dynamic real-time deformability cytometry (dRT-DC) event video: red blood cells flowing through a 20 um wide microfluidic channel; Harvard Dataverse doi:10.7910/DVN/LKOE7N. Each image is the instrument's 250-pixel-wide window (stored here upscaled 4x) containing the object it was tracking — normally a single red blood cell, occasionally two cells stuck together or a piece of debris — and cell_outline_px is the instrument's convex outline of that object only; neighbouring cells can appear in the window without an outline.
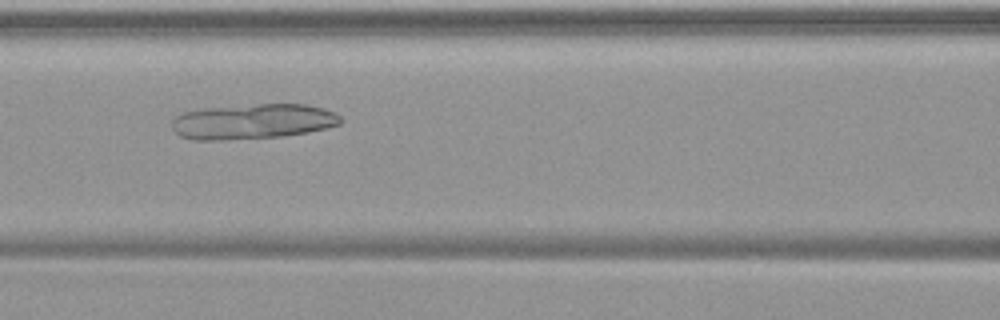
{"species": "common noctule bat (a hibernating species)", "species_latin": "Nyctalus noctula", "temperature_condition": "warm", "stored_images_in_passage": 54, "camera_frame_rate_fps": 3000, "um_per_image_px": 0.085, "animal": {"sex": "female", "body_mass_g": 19.9}, "frame": {"image": 1, "passage_image": 24, "time_ms": 7.667, "image_size_px": [1000, 320], "cell_outline_px": [[340, 124], [328, 128], [308, 132], [284, 136], [228, 140], [192, 140], [180, 136], [172, 128], [172, 120], [176, 116], [184, 112], [204, 108], [260, 104], [308, 104], [324, 108], [336, 112], [340, 116]], "centroid_in_image_um": [21.51, 10.33], "position_along_channel_um": 145.1, "area_um2": 34.85}}
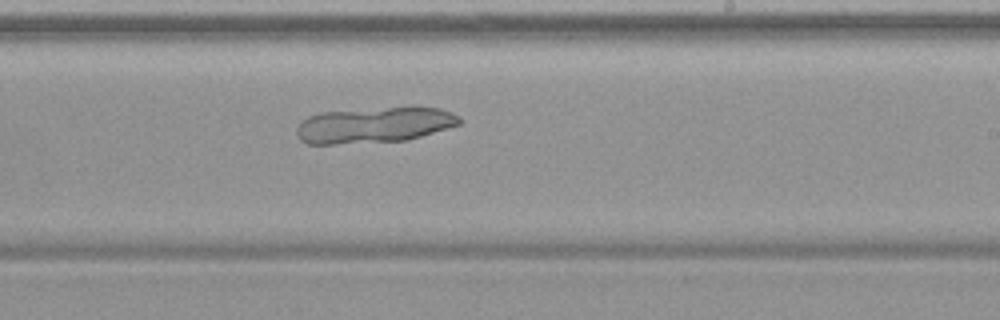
{"frame": {"image": 2, "passage_image": 33, "time_ms": 10.667, "image_size_px": [1000, 320], "cell_outline_px": [[464, 120], [460, 124], [408, 140], [336, 144], [308, 144], [300, 140], [296, 136], [296, 128], [308, 116], [320, 112], [388, 108], [440, 108], [452, 112], [460, 116]], "centroid_in_image_um": [31.8, 10.64], "position_along_channel_um": 257.2, "area_um2": 33.7}}
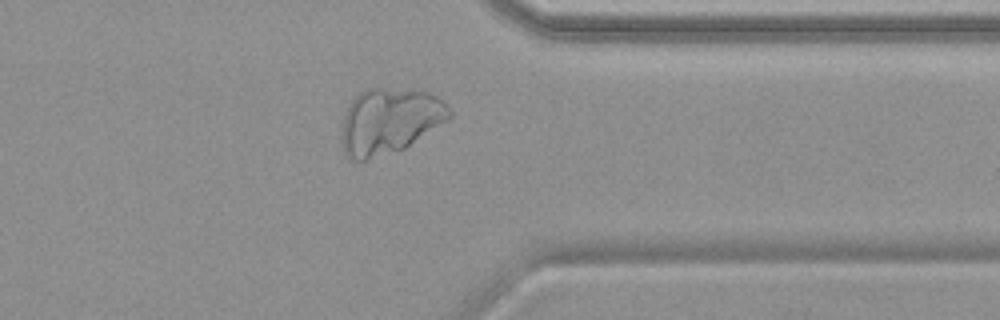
{"frame": {"image": 3, "passage_image": 43, "time_ms": 14.0, "image_size_px": [1000, 320], "cell_outline_px": [[452, 116], [404, 148], [364, 160], [352, 160], [344, 152], [340, 136], [340, 132], [344, 112], [352, 100], [364, 88], [420, 88], [444, 100], [452, 112]], "centroid_in_image_um": [33.08, 10.23], "position_along_channel_um": 378.3, "area_um2": 41.5}}